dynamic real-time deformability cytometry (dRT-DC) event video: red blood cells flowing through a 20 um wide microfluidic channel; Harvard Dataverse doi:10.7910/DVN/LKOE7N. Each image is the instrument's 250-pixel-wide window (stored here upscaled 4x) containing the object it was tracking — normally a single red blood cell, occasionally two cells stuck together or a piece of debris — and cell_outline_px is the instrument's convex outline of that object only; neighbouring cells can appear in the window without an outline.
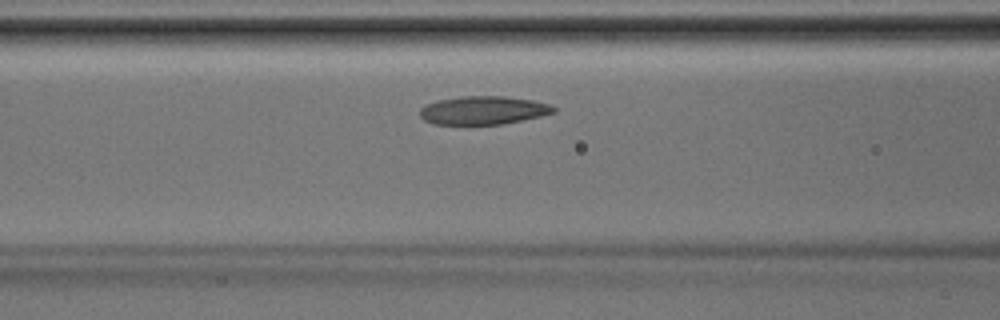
{"species": "Egyptian fruit bat (a non-hibernating species)", "species_latin": "Rousettus aegyptiacus", "temperature_condition": "room temperature", "stored_images_in_passage": 29, "segment_of_instrument_passage": [1, 2], "camera_frame_rate_fps": 3000, "um_per_image_px": 0.085, "animal": {"sex": "male"}, "frame": {"image": 1, "passage_image": 4, "time_ms": 1.0, "image_size_px": [1000, 320], "cell_outline_px": [[556, 112], [540, 116], [500, 124], [432, 124], [424, 120], [420, 116], [420, 108], [436, 100], [460, 96], [504, 96], [532, 100], [548, 104], [556, 108]], "centroid_in_image_um": [41.05, 9.37], "position_along_channel_um": 125.6, "area_um2": 21.96}}
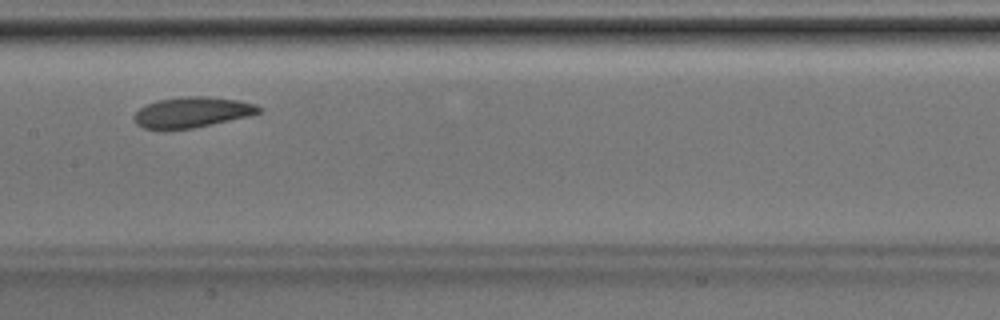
{"frame": {"image": 2, "passage_image": 8, "time_ms": 2.333, "image_size_px": [1000, 320], "cell_outline_px": [[260, 112], [248, 116], [192, 128], [164, 132], [144, 128], [136, 124], [132, 116], [140, 108], [156, 100], [180, 96], [208, 96], [240, 100], [256, 104], [260, 108]], "centroid_in_image_um": [16.25, 9.56], "position_along_channel_um": 191.1, "area_um2": 22.66}}
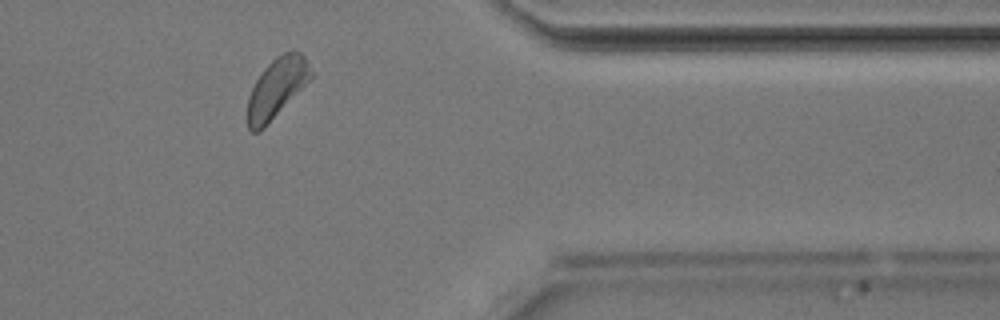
{"frame": {"image": 3, "passage_image": 21, "time_ms": 6.667, "image_size_px": [1000, 320], "cell_outline_px": [[312, 80], [260, 132], [252, 132], [248, 128], [248, 96], [256, 80], [264, 68], [276, 56], [284, 52], [300, 52], [304, 56], [312, 72]], "centroid_in_image_um": [23.54, 7.5], "position_along_channel_um": 387.9, "area_um2": 22.08}}